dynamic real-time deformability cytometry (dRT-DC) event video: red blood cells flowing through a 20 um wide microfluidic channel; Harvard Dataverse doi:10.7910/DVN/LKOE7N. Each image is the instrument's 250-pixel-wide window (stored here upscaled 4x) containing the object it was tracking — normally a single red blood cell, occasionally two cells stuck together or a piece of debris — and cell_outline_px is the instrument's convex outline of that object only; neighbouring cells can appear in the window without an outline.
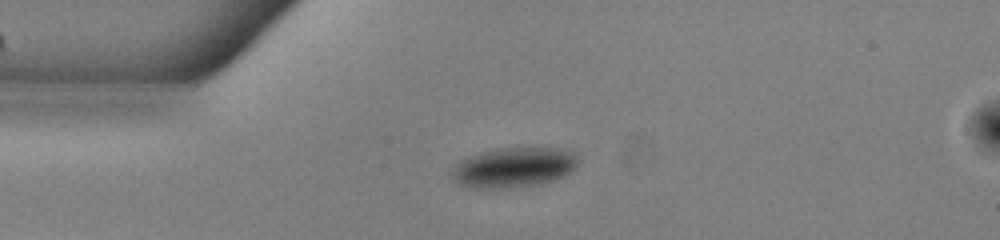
{"species": "common noctule bat (a hibernating species)", "species_latin": "Nyctalus noctula", "temperature_condition": "warm", "stored_images_in_passage": 41, "camera_frame_rate_fps": 3000, "um_per_image_px": 0.085, "animal": {"sex": "male", "body_mass_g": 13.0, "forearm_length_mm": 53.1}, "frame": {"image": 1, "passage_image": 1, "time_ms": 0.0, "image_size_px": [1000, 240], "cell_outline_px": [[576, 168], [572, 172], [564, 176], [540, 184], [504, 188], [468, 188], [452, 180], [452, 172], [456, 164], [460, 160], [468, 156], [496, 148], [564, 148], [572, 152], [576, 156]], "centroid_in_image_um": [43.65, 14.23], "position_along_channel_um": 41.3, "area_um2": 29.48}}
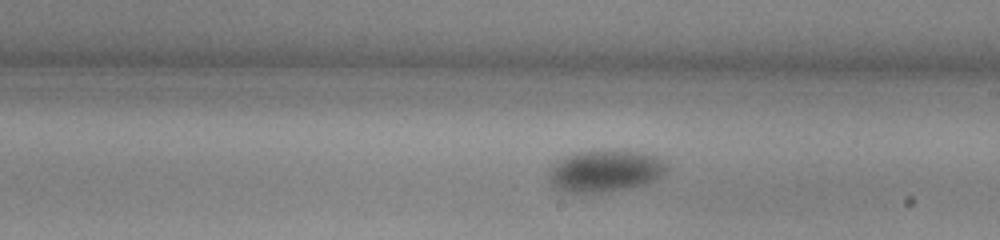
{"frame": {"image": 2, "passage_image": 18, "time_ms": 5.667, "image_size_px": [1000, 240], "cell_outline_px": [[668, 172], [656, 180], [644, 184], [608, 192], [568, 192], [552, 188], [548, 180], [548, 172], [564, 156], [576, 152], [600, 148], [604, 148], [640, 152], [656, 156], [668, 164]], "centroid_in_image_um": [51.45, 14.51], "position_along_channel_um": 237.6, "area_um2": 29.42}}
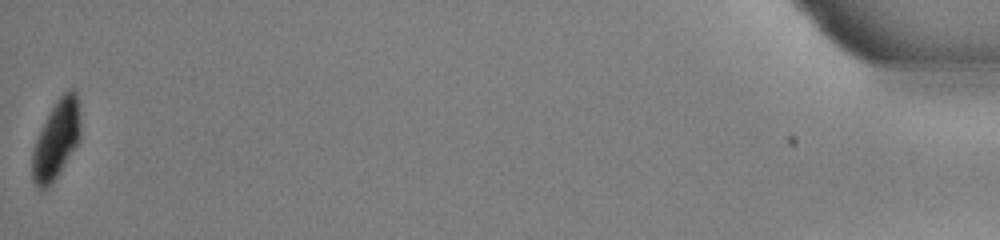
{"frame": {"image": 3, "passage_image": 41, "time_ms": 13.333, "image_size_px": [1000, 240], "cell_outline_px": [[80, 140], [60, 172], [52, 184], [48, 188], [36, 188], [32, 180], [32, 152], [36, 140], [56, 100], [68, 88], [72, 88], [76, 92], [80, 104]], "centroid_in_image_um": [4.81, 11.87], "position_along_channel_um": 430.4, "area_um2": 22.14}, "authors_computed_cell_mechanics": {"area_um2": 29.2468, "velocity_mm_per_s": 3.8804, "shape_relaxation_time_tau1_ms": 5.3758, "shape_relaxation_time_tau2_ms": null, "deformation_change_tau1": 0.0923, "deformation_change_tau2": null}}